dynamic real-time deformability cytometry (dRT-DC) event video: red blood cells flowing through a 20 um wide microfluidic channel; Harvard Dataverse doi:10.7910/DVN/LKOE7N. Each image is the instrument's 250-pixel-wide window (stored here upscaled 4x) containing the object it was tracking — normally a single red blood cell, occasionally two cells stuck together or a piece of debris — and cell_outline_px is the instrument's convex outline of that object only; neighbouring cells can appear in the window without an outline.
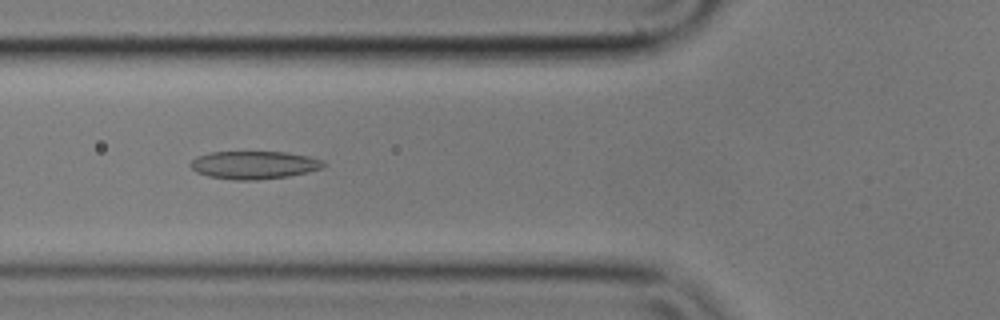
{"species": "common noctule bat (a hibernating species)", "species_latin": "Nyctalus noctula", "temperature_condition": "cold", "stored_images_in_passage": 4, "camera_frame_rate_fps": 3000, "um_per_image_px": 0.085, "animal": {"sex": "male", "body_mass_g": 17.9}, "frame": {"image": 1, "passage_image": 4, "time_ms": 1.0, "image_size_px": [1000, 320], "cell_outline_px": [[324, 168], [308, 172], [288, 176], [256, 180], [236, 180], [208, 176], [196, 172], [188, 164], [196, 156], [212, 152], [288, 152], [308, 156], [324, 160]], "centroid_in_image_um": [21.6, 14.02], "position_along_channel_um": 104.2, "area_um2": 21.73}}